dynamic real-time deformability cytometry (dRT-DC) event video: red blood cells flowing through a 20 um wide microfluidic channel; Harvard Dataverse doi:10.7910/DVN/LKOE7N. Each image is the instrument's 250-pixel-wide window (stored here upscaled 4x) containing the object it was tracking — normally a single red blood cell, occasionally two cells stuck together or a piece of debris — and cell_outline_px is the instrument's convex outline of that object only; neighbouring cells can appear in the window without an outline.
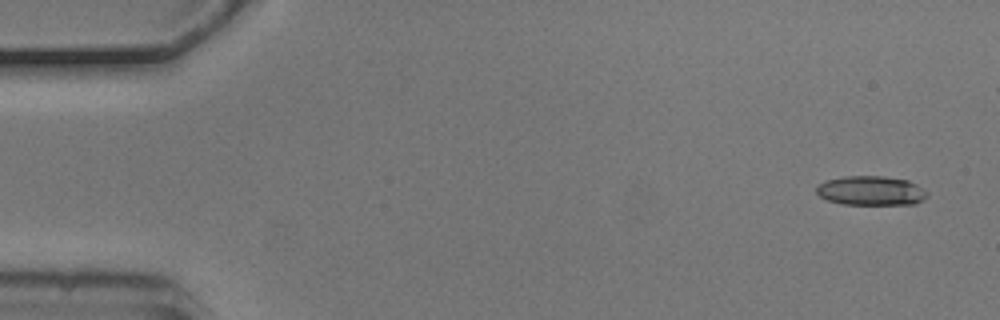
{"species": "common noctule bat (a hibernating species)", "species_latin": "Nyctalus noctula", "temperature_condition": "cold", "stored_images_in_passage": 6, "camera_frame_rate_fps": 3000, "um_per_image_px": 0.085, "animal": {"sex": "male", "body_mass_g": 20.5, "forearm_length_mm": 52.5}, "frame": {"image": 1, "passage_image": 1, "time_ms": 0.0, "image_size_px": [1000, 320], "cell_outline_px": [[928, 196], [924, 200], [916, 204], [840, 204], [828, 200], [820, 196], [816, 192], [816, 184], [824, 180], [844, 176], [884, 176], [908, 180], [916, 184], [928, 192]], "centroid_in_image_um": [74.02, 16.2], "position_along_channel_um": 11.0, "area_um2": 19.19}}